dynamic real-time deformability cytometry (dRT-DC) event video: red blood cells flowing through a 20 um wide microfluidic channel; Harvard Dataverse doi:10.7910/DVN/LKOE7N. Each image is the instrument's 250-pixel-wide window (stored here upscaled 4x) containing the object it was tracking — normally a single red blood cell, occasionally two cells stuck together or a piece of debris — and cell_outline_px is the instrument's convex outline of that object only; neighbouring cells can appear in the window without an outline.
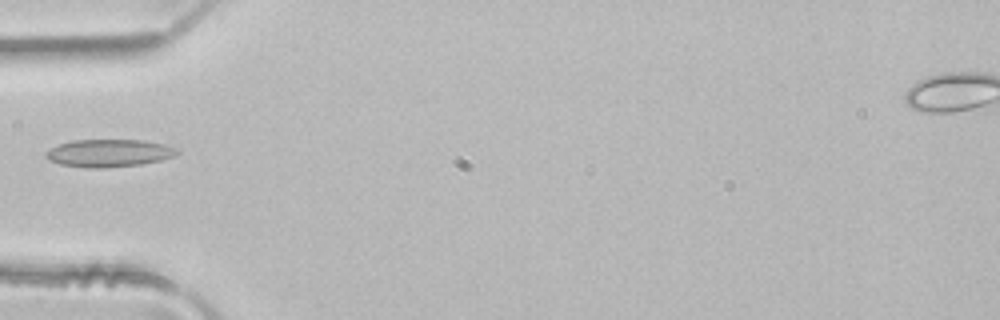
{"species": "common noctule bat (a hibernating species)", "species_latin": "Nyctalus noctula", "temperature_condition": "room temperature", "stored_images_in_passage": 4, "camera_frame_rate_fps": 3000, "um_per_image_px": 0.085, "animal": {"sex": "male", "body_mass_g": 21.5, "forearm_length_mm": 52.0}, "frame": {"image": 1, "passage_image": 4, "time_ms": 1.0, "image_size_px": [1000, 320], "cell_outline_px": [[180, 152], [176, 156], [160, 160], [140, 164], [104, 168], [88, 168], [60, 164], [48, 160], [44, 156], [44, 152], [60, 144], [72, 140], [144, 140], [164, 144], [176, 148]], "centroid_in_image_um": [9.26, 13.01], "position_along_channel_um": 75.7, "area_um2": 21.15}}